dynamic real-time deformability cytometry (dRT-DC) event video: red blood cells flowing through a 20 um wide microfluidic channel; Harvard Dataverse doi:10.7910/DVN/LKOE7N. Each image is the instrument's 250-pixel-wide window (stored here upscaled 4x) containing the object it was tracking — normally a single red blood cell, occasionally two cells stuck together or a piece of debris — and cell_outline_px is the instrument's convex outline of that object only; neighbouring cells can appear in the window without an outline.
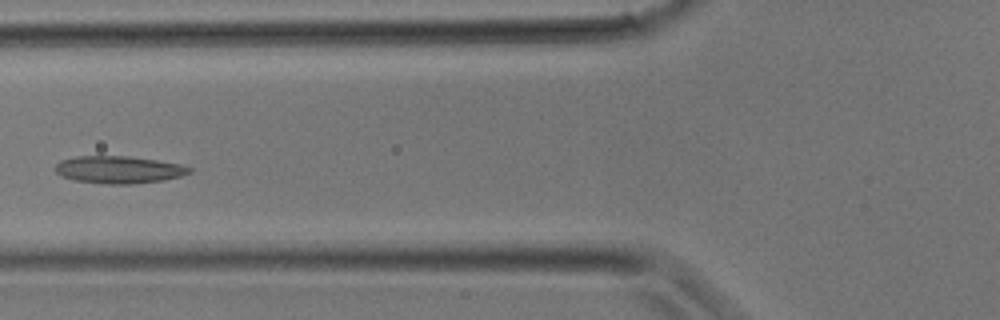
{"species": "common noctule bat (a hibernating species)", "species_latin": "Nyctalus noctula", "temperature_condition": "room temperature", "stored_images_in_passage": 33, "camera_frame_rate_fps": 3000, "um_per_image_px": 0.085, "animal": {"sex": "male", "body_mass_g": 17.9}, "frame": {"image": 1, "passage_image": 13, "time_ms": 4.0, "image_size_px": [1000, 320], "cell_outline_px": [[192, 172], [180, 176], [164, 180], [132, 184], [108, 184], [72, 180], [56, 172], [56, 164], [60, 160], [76, 156], [128, 156], [156, 160], [180, 164], [192, 168]], "centroid_in_image_um": [10.1, 14.42], "position_along_channel_um": 115.7, "area_um2": 21.33}}
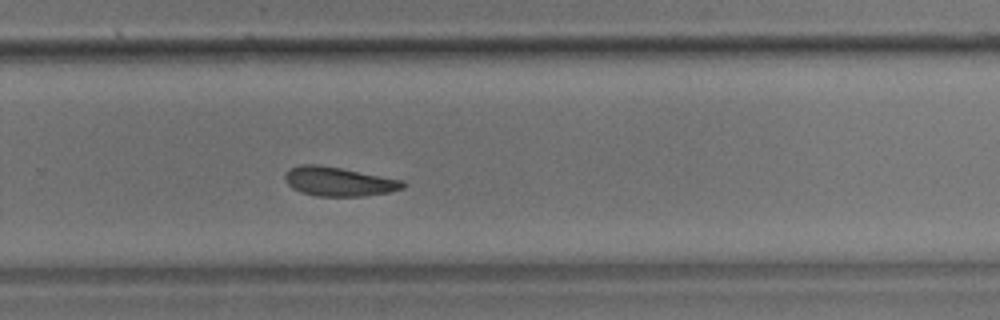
{"frame": {"image": 2, "passage_image": 22, "time_ms": 7.0, "image_size_px": [1000, 320], "cell_outline_px": [[408, 184], [404, 188], [388, 192], [364, 196], [316, 196], [300, 192], [292, 188], [284, 180], [284, 176], [288, 168], [300, 164], [320, 164], [404, 180]], "centroid_in_image_um": [28.78, 15.42], "position_along_channel_um": 301.0, "area_um2": 20.29}}
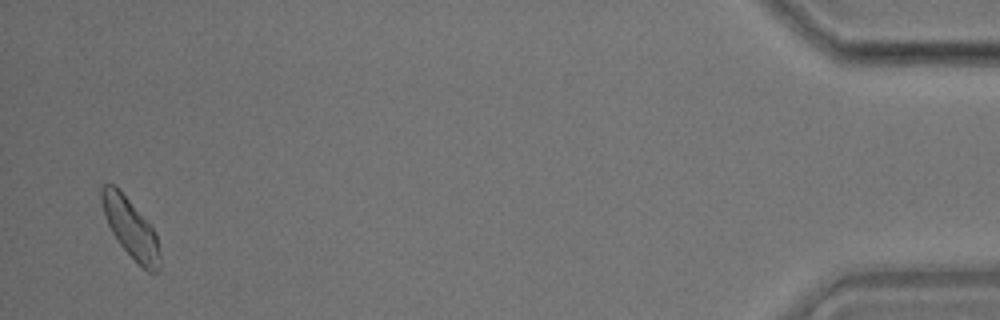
{"frame": {"image": 3, "passage_image": 32, "time_ms": 10.333, "image_size_px": [1000, 320], "cell_outline_px": [[160, 272], [148, 272], [120, 244], [112, 232], [104, 216], [100, 200], [100, 188], [104, 184], [112, 184], [132, 204], [156, 232], [160, 252]], "centroid_in_image_um": [11.1, 19.41], "position_along_channel_um": 424.1, "area_um2": 19.65}}